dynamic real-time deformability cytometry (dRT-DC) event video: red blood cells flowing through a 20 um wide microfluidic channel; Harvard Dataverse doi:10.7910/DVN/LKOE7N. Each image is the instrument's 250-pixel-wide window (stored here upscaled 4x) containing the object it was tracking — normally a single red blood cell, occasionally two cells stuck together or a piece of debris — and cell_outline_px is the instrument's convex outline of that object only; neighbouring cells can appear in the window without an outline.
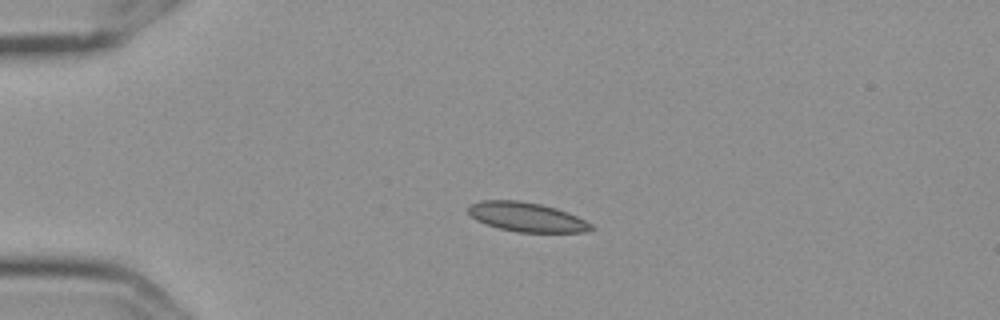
{"species": "Egyptian fruit bat (a non-hibernating species)", "species_latin": "Rousettus aegyptiacus", "temperature_condition": "cold", "stored_images_in_passage": 7, "camera_frame_rate_fps": 3000, "um_per_image_px": 0.085, "frame": {"image": 1, "passage_image": 4, "time_ms": 1.0, "image_size_px": [1000, 320], "cell_outline_px": [[596, 228], [584, 232], [516, 232], [500, 228], [476, 220], [468, 212], [468, 204], [480, 200], [516, 200], [540, 204], [556, 208], [568, 212], [592, 224]], "centroid_in_image_um": [44.76, 18.44], "position_along_channel_um": 40.2, "area_um2": 20.92}}
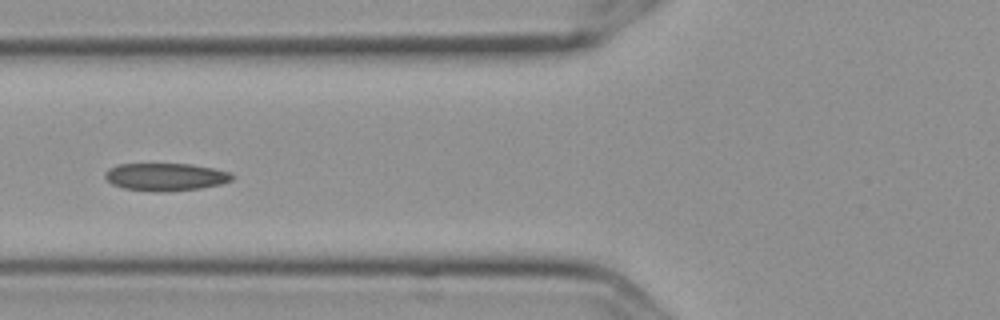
{"frame": {"image": 2, "passage_image": 6, "time_ms": 1.667, "image_size_px": [1000, 320], "cell_outline_px": [[236, 176], [232, 180], [220, 184], [200, 188], [164, 192], [152, 192], [124, 188], [112, 184], [104, 176], [104, 172], [108, 168], [116, 164], [192, 164], [232, 172]], "centroid_in_image_um": [14.08, 15.03], "position_along_channel_um": 111.7, "area_um2": 20.69}}
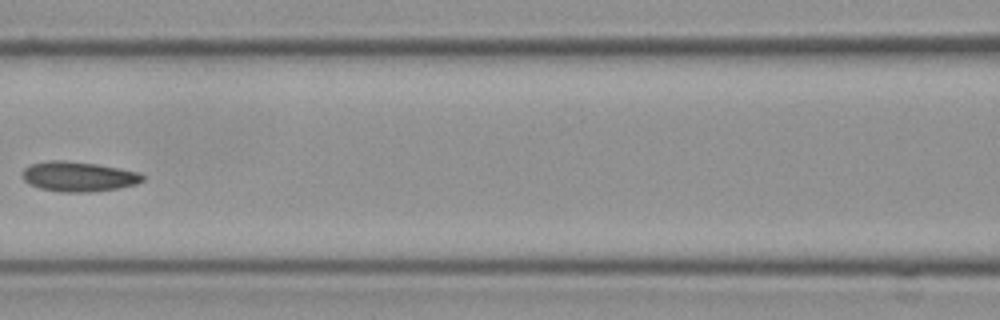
{"frame": {"image": 3, "passage_image": 7, "time_ms": 2.0, "image_size_px": [1000, 320], "cell_outline_px": [[144, 180], [136, 184], [116, 188], [88, 192], [60, 192], [40, 188], [24, 180], [24, 168], [32, 164], [48, 160], [64, 160], [96, 164], [140, 172], [144, 176]], "centroid_in_image_um": [6.69, 15.0], "position_along_channel_um": 159.9, "area_um2": 20.69}}